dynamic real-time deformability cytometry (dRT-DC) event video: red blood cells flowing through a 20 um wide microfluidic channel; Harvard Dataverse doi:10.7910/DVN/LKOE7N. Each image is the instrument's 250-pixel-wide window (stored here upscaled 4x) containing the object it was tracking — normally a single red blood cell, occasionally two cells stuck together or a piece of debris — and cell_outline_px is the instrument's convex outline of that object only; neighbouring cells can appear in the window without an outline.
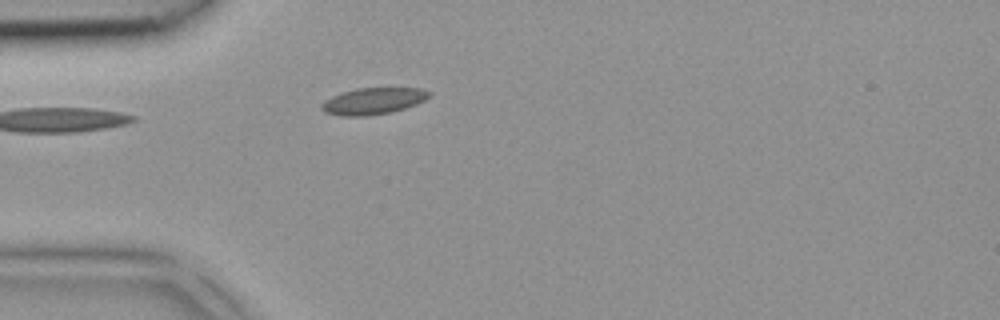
{"species": "common noctule bat (a hibernating species)", "species_latin": "Nyctalus noctula", "temperature_condition": "room temperature", "stored_images_in_passage": 2, "camera_frame_rate_fps": 3000, "um_per_image_px": 0.085, "animal": {"sex": "female", "body_mass_g": 18.4}, "frame": {"image": 1, "passage_image": 2, "time_ms": 0.333, "image_size_px": [1000, 320], "cell_outline_px": [[432, 96], [416, 104], [392, 112], [368, 116], [340, 116], [324, 112], [320, 108], [320, 104], [324, 100], [340, 92], [356, 88], [420, 88], [432, 92]], "centroid_in_image_um": [31.7, 8.59], "position_along_channel_um": 53.3, "area_um2": 16.94}}